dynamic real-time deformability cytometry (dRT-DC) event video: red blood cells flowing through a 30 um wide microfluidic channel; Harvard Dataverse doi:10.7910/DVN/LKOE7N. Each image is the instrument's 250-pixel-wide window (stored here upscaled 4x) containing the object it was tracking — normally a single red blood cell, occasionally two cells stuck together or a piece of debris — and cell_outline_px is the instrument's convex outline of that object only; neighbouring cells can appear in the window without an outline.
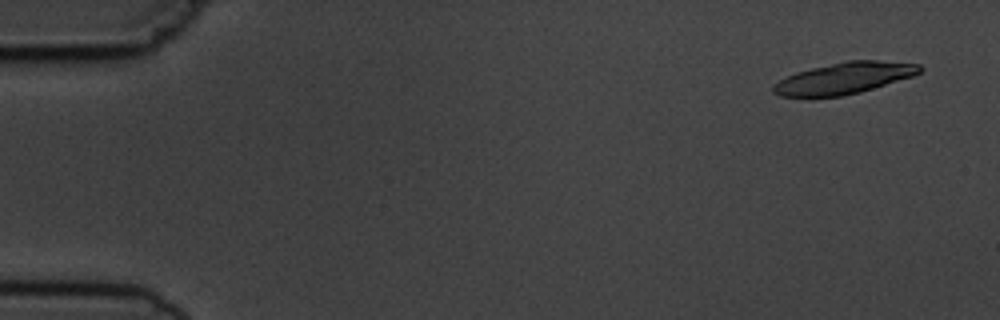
{"species": "common noctule bat (a hibernating species)", "species_latin": "Nyctalus noctula", "temperature_condition": "cold", "stored_images_in_passage": 6, "camera_frame_rate_fps": 3000, "um_per_image_px": 0.085, "animal": {"sex": "male", "body_mass_g": 19.5, "forearm_length_mm": 54.6}, "frame": {"image": 1, "passage_image": 1, "time_ms": 0.0, "image_size_px": [1000, 320], "cell_outline_px": [[924, 68], [920, 72], [912, 76], [860, 92], [844, 96], [780, 96], [772, 92], [772, 84], [796, 72], [812, 68], [848, 60], [876, 60], [920, 64]], "centroid_in_image_um": [71.75, 6.64], "position_along_channel_um": 13.2, "area_um2": 26.53}}